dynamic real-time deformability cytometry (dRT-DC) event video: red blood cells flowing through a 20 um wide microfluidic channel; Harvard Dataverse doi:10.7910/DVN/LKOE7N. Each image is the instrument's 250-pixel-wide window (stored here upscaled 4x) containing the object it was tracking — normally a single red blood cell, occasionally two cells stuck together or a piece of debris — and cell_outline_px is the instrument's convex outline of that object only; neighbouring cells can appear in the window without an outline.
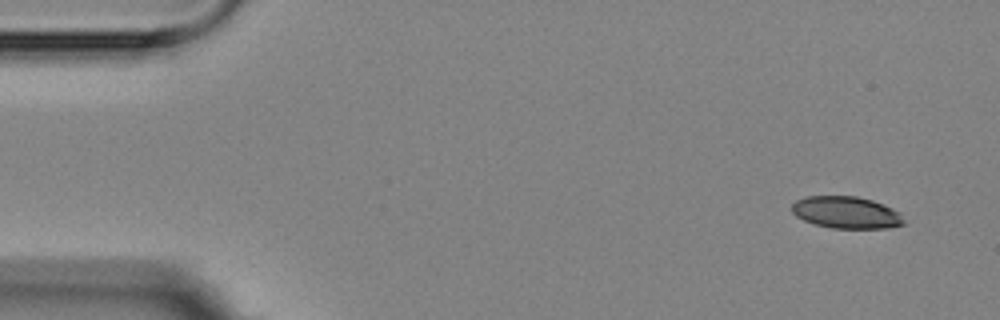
{"species": "Egyptian fruit bat (a non-hibernating species)", "species_latin": "Rousettus aegyptiacus", "temperature_condition": "room temperature", "stored_images_in_passage": 8, "camera_frame_rate_fps": 3000, "um_per_image_px": 0.085, "animal": {"sex": "female"}, "frame": {"image": 1, "passage_image": 1, "time_ms": 0.0, "image_size_px": [1000, 320], "cell_outline_px": [[904, 224], [888, 228], [832, 228], [812, 224], [796, 216], [792, 212], [792, 204], [796, 200], [804, 196], [856, 196], [872, 200], [892, 208], [900, 212], [904, 220]], "centroid_in_image_um": [71.92, 18.06], "position_along_channel_um": 13.1, "area_um2": 20.98}}
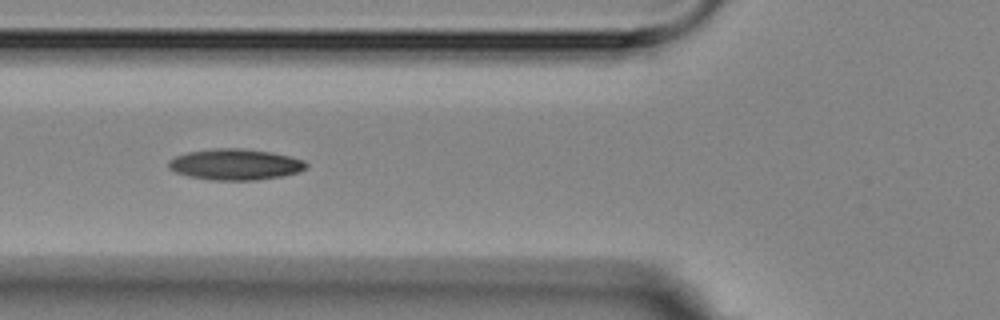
{"frame": {"image": 2, "passage_image": 6, "time_ms": 5.667, "image_size_px": [1000, 320], "cell_outline_px": [[308, 168], [300, 172], [284, 176], [256, 180], [212, 180], [188, 176], [176, 172], [168, 168], [168, 160], [176, 156], [188, 152], [216, 148], [240, 148], [272, 152], [304, 160], [308, 164]], "centroid_in_image_um": [20.02, 13.98], "position_along_channel_um": 105.8, "area_um2": 25.03}}
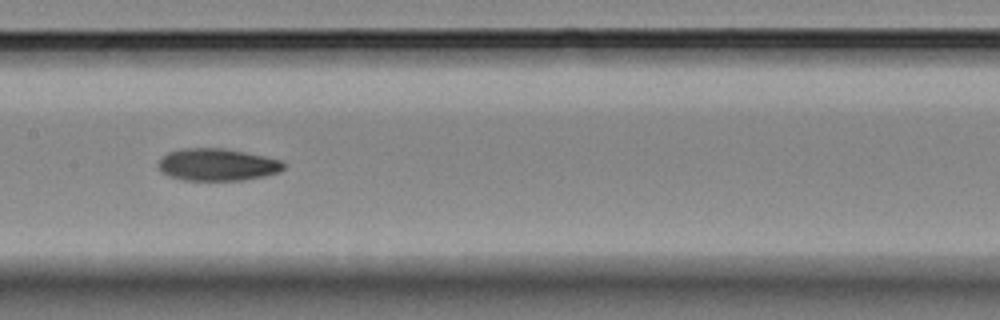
{"frame": {"image": 3, "passage_image": 8, "time_ms": 8.0, "image_size_px": [1000, 320], "cell_outline_px": [[284, 168], [280, 172], [264, 176], [244, 180], [184, 180], [168, 176], [160, 172], [156, 164], [168, 152], [184, 148], [220, 148], [244, 152], [264, 156], [280, 160], [284, 164]], "centroid_in_image_um": [18.44, 14.0], "position_along_channel_um": 189.0, "area_um2": 23.52}}